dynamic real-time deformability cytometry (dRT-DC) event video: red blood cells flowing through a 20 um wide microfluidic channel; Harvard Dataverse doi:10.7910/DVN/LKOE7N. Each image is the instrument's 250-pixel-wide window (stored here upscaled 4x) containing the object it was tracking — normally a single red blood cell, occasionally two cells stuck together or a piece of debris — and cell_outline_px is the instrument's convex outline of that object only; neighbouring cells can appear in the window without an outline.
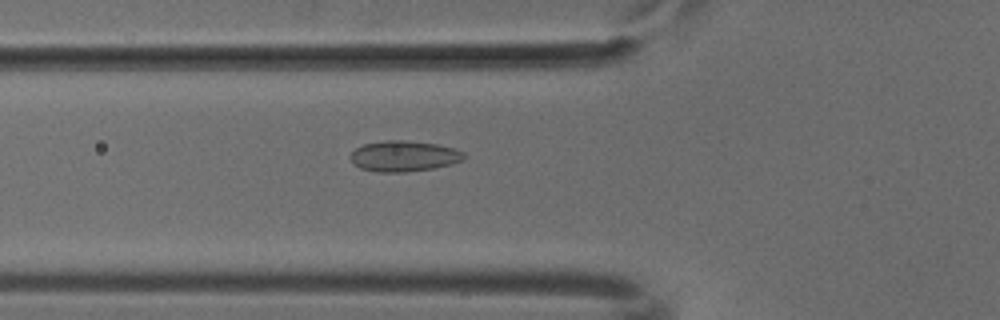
{"species": "common noctule bat (a hibernating species)", "species_latin": "Nyctalus noctula", "temperature_condition": "cold", "stored_images_in_passage": 36, "camera_frame_rate_fps": 3000, "um_per_image_px": 0.085, "animal": {"sex": "male", "body_mass_g": 18.8}, "frame": {"image": 1, "passage_image": 18, "time_ms": 5.667, "image_size_px": [1000, 320], "cell_outline_px": [[464, 160], [452, 164], [436, 168], [404, 172], [376, 172], [360, 168], [352, 164], [348, 156], [356, 148], [364, 144], [384, 140], [404, 140], [436, 144], [456, 148], [464, 152]], "centroid_in_image_um": [34.32, 13.27], "position_along_channel_um": 91.5, "area_um2": 20.63}}
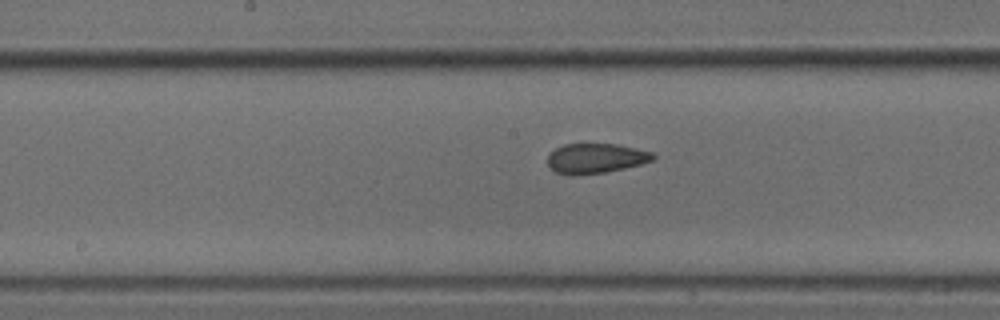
{"frame": {"image": 2, "passage_image": 26, "time_ms": 8.333, "image_size_px": [1000, 320], "cell_outline_px": [[656, 156], [652, 160], [640, 164], [624, 168], [604, 172], [572, 176], [568, 176], [556, 172], [548, 168], [548, 152], [564, 144], [616, 144], [636, 148], [652, 152]], "centroid_in_image_um": [50.58, 13.46], "position_along_channel_um": 197.6, "area_um2": 18.5}}
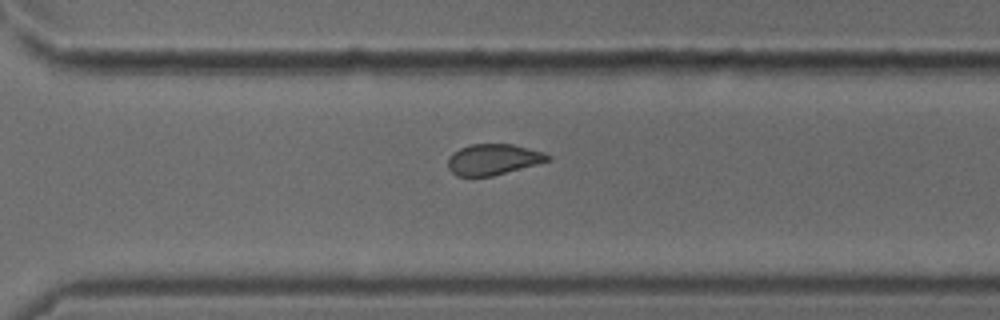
{"frame": {"image": 3, "passage_image": 36, "time_ms": 11.667, "image_size_px": [1000, 320], "cell_outline_px": [[552, 160], [492, 176], [456, 176], [448, 168], [448, 160], [452, 152], [460, 148], [472, 144], [512, 144], [544, 152], [552, 156]], "centroid_in_image_um": [41.94, 13.55], "position_along_channel_um": 328.7, "area_um2": 17.98}}